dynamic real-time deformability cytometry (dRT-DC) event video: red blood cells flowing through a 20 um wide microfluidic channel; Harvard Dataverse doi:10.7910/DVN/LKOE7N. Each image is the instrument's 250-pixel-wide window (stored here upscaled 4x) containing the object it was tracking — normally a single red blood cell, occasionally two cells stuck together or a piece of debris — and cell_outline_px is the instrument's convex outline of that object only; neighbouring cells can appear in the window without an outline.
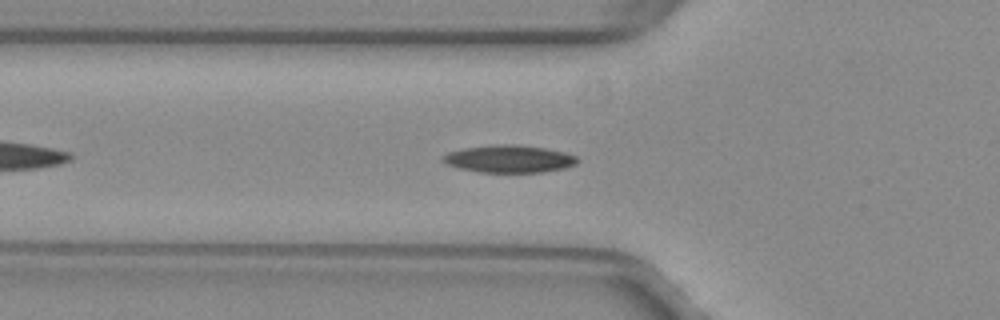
{"species": "common noctule bat (a hibernating species)", "species_latin": "Nyctalus noctula", "temperature_condition": "warm", "stored_images_in_passage": 41, "camera_frame_rate_fps": 3000, "um_per_image_px": 0.085, "animal": {"sex": "female", "body_mass_g": 29.2, "forearm_length_mm": 56.3}, "frame": {"image": 1, "passage_image": 7, "time_ms": 2.0, "image_size_px": [1000, 320], "cell_outline_px": [[580, 160], [576, 164], [564, 168], [544, 172], [476, 172], [456, 168], [444, 164], [440, 160], [440, 156], [448, 152], [464, 148], [508, 144], [544, 148], [564, 152], [576, 156]], "centroid_in_image_um": [43.22, 13.52], "position_along_channel_um": 82.6, "area_um2": 21.56}}
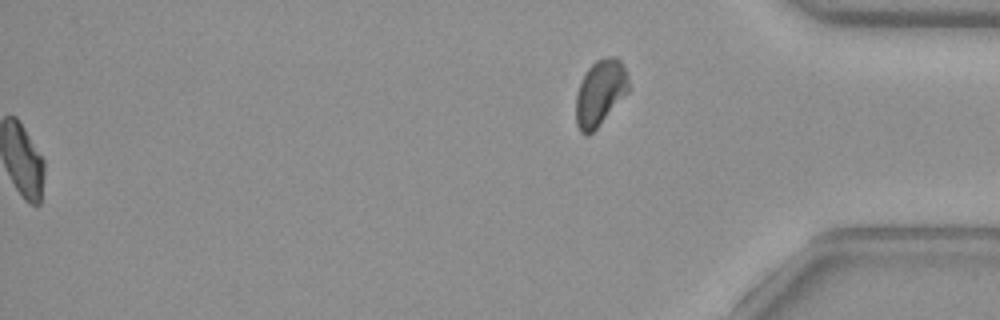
{"frame": {"image": 2, "passage_image": 41, "time_ms": 13.333, "image_size_px": [1000, 320], "cell_outline_px": [[628, 92], [596, 128], [588, 136], [584, 136], [580, 132], [576, 124], [576, 96], [580, 84], [588, 68], [596, 60], [604, 56], [616, 56], [624, 64], [628, 80]], "centroid_in_image_um": [51.01, 7.87], "position_along_channel_um": 384.2, "area_um2": 20.11}, "authors_computed_cell_mechanics": {"area_um2": 20.1144, "velocity_mm_per_s": 4.0163, "shape_relaxation_time_tau1_ms": 7.746, "shape_relaxation_time_tau2_ms": null, "deformation_change_tau1": 0.1884, "deformation_change_tau2": null}}